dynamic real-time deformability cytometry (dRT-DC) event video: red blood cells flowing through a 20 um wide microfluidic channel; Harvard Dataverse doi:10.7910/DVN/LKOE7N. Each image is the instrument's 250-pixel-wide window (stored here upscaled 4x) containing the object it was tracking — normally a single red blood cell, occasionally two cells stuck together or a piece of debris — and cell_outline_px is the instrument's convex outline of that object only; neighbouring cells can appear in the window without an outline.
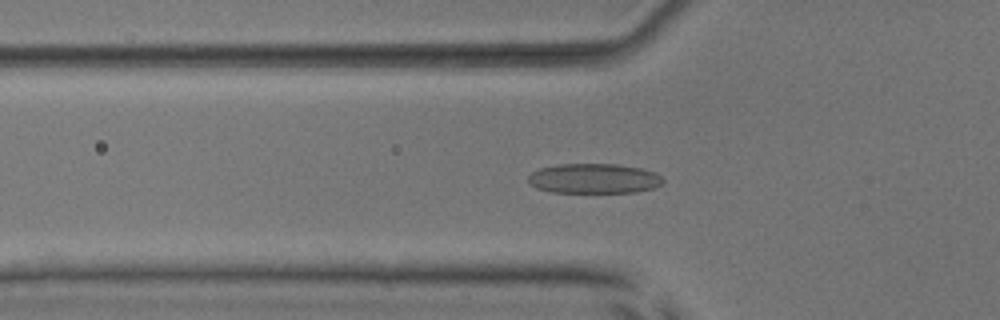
{"species": "common noctule bat (a hibernating species)", "species_latin": "Nyctalus noctula", "temperature_condition": "room temperature", "stored_images_in_passage": 44, "segment_of_instrument_passage": [1, 2], "camera_frame_rate_fps": 3000, "um_per_image_px": 0.085, "animal": {"sex": "male", "body_mass_g": 17.9, "forearm_length_mm": 54.2}, "frame": {"image": 1, "passage_image": 8, "time_ms": 2.333, "image_size_px": [1000, 320], "cell_outline_px": [[664, 180], [660, 184], [652, 188], [636, 192], [552, 192], [536, 188], [528, 180], [528, 176], [532, 172], [540, 168], [560, 164], [616, 164], [640, 168], [652, 172], [660, 176]], "centroid_in_image_um": [50.46, 15.17], "position_along_channel_um": 75.3, "area_um2": 23.18}}
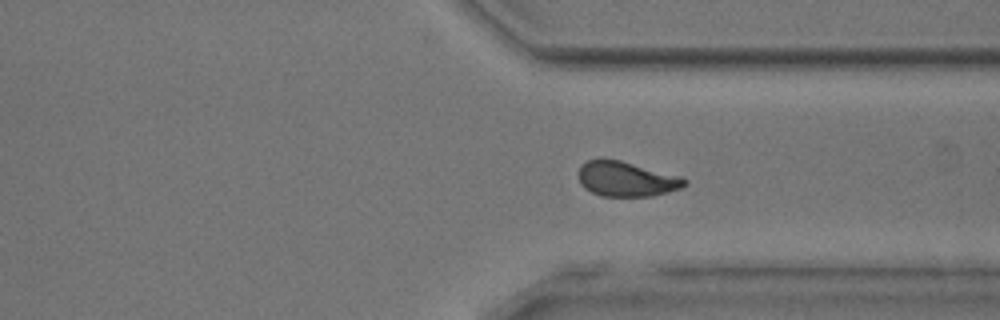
{"frame": {"image": 2, "passage_image": 30, "time_ms": 9.667, "image_size_px": [1000, 320], "cell_outline_px": [[688, 184], [680, 188], [668, 192], [652, 196], [600, 196], [584, 188], [580, 184], [580, 164], [588, 160], [604, 156], [620, 160], [680, 176], [688, 180]], "centroid_in_image_um": [53.22, 15.19], "position_along_channel_um": 358.2, "area_um2": 21.85}}
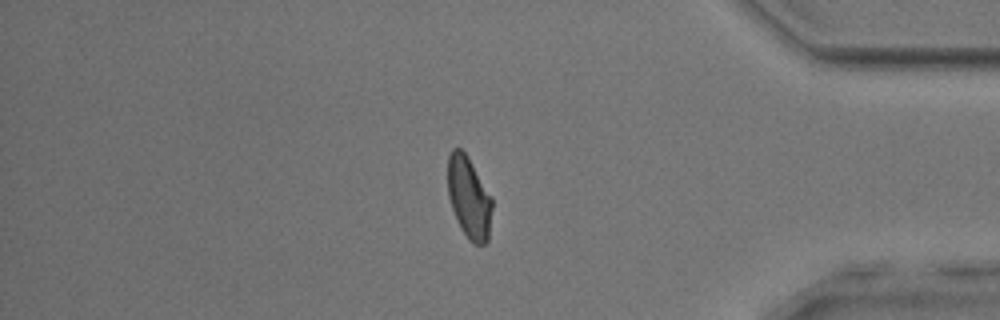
{"frame": {"image": 3, "passage_image": 35, "time_ms": 11.333, "image_size_px": [1000, 320], "cell_outline_px": [[492, 208], [488, 240], [484, 244], [472, 244], [468, 240], [460, 228], [452, 208], [448, 196], [448, 156], [452, 148], [460, 148], [468, 156], [492, 196]], "centroid_in_image_um": [39.86, 16.8], "position_along_channel_um": 395.3, "area_um2": 21.33}}